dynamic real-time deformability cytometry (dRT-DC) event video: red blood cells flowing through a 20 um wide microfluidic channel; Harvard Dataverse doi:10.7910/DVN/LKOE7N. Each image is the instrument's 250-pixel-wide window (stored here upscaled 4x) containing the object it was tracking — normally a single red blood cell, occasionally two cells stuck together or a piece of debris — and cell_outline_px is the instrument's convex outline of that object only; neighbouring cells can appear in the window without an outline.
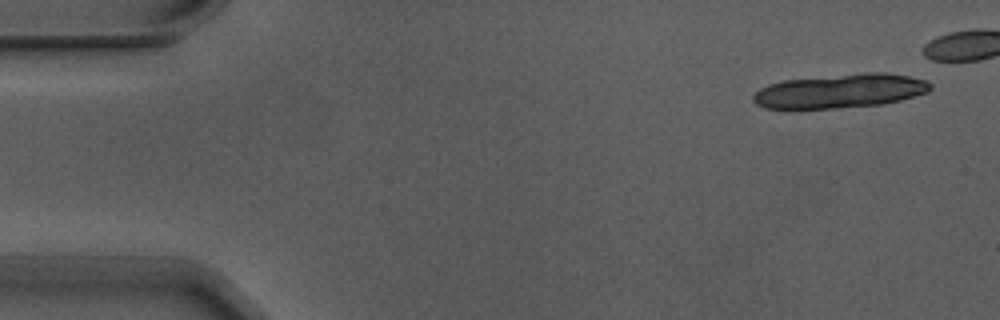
{"species": "Egyptian fruit bat (a non-hibernating species)", "species_latin": "Rousettus aegyptiacus", "temperature_condition": "warm", "stored_images_in_passage": 3, "camera_frame_rate_fps": 3000, "um_per_image_px": 0.085, "animal": {"sex": "male"}, "frame": {"image": 1, "passage_image": 1, "time_ms": 0.0, "image_size_px": [1000, 320], "cell_outline_px": [[932, 88], [928, 92], [900, 100], [880, 104], [832, 108], [764, 108], [756, 104], [752, 100], [752, 96], [760, 88], [768, 84], [784, 80], [864, 72], [884, 72], [908, 76], [928, 80], [932, 84]], "centroid_in_image_um": [71.43, 7.72], "position_along_channel_um": 13.6, "area_um2": 35.08}}